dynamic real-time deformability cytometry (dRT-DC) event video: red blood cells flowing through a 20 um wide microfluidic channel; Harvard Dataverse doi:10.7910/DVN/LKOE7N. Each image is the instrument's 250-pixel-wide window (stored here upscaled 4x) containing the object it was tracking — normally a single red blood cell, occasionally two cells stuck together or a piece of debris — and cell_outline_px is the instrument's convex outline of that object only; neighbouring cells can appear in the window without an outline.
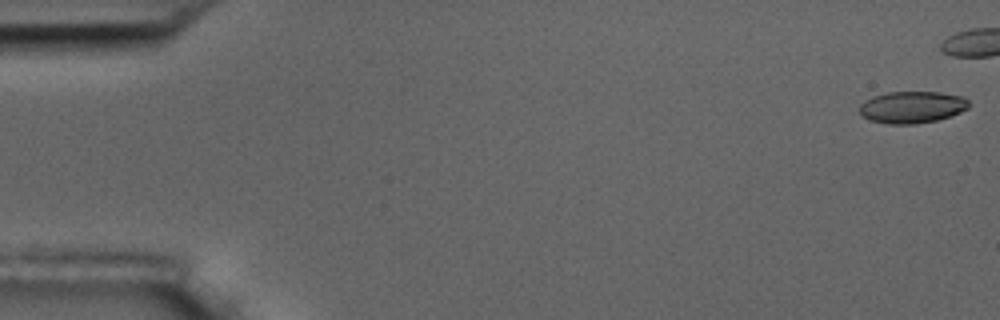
{"species": "common noctule bat (a hibernating species)", "species_latin": "Nyctalus noctula", "temperature_condition": "room temperature", "stored_images_in_passage": 7, "camera_frame_rate_fps": 3000, "um_per_image_px": 0.085, "animal": {"sex": "male", "body_mass_g": 17.5, "forearm_length_mm": 52.3}, "frame": {"image": 1, "passage_image": 1, "time_ms": 0.0, "image_size_px": [1000, 320], "cell_outline_px": [[968, 108], [960, 112], [936, 120], [916, 124], [888, 124], [872, 120], [864, 116], [860, 112], [860, 104], [864, 100], [872, 96], [888, 92], [940, 92], [964, 96], [968, 100]], "centroid_in_image_um": [77.52, 9.09], "position_along_channel_um": 7.5, "area_um2": 20.23}}
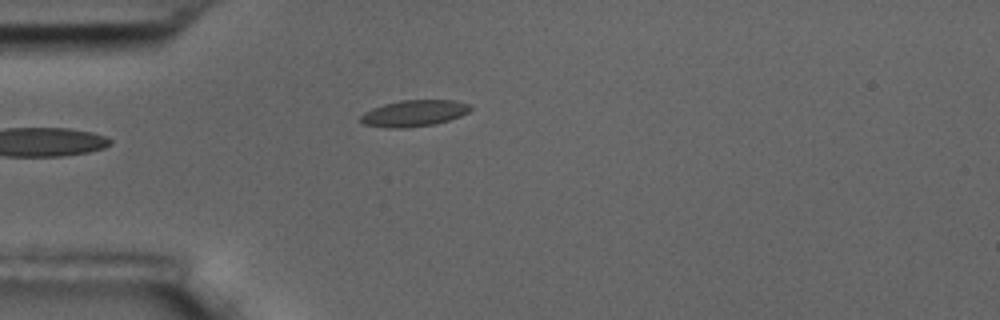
{"frame": {"image": 2, "passage_image": 6, "time_ms": 6.0, "image_size_px": [1000, 320], "cell_outline_px": [[472, 108], [468, 112], [460, 116], [436, 124], [404, 128], [388, 128], [364, 124], [360, 120], [360, 116], [364, 112], [372, 108], [384, 104], [400, 100], [456, 100], [468, 104]], "centroid_in_image_um": [35.18, 9.62], "position_along_channel_um": 49.8, "area_um2": 16.88}}